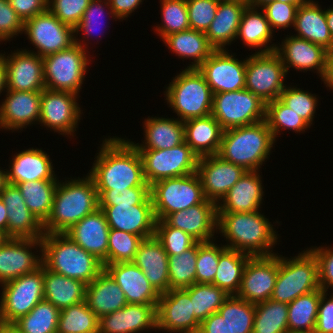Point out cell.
Listing matches in <instances>:
<instances>
[{
  "instance_id": "obj_1",
  "label": "cell",
  "mask_w": 333,
  "mask_h": 333,
  "mask_svg": "<svg viewBox=\"0 0 333 333\" xmlns=\"http://www.w3.org/2000/svg\"><path fill=\"white\" fill-rule=\"evenodd\" d=\"M88 173L97 190H125L131 187H150L145 181L143 163L130 140L105 138Z\"/></svg>"
},
{
  "instance_id": "obj_2",
  "label": "cell",
  "mask_w": 333,
  "mask_h": 333,
  "mask_svg": "<svg viewBox=\"0 0 333 333\" xmlns=\"http://www.w3.org/2000/svg\"><path fill=\"white\" fill-rule=\"evenodd\" d=\"M259 211L218 212L217 231L226 237V248L251 257L278 254L271 250L278 243V234L269 219Z\"/></svg>"
},
{
  "instance_id": "obj_3",
  "label": "cell",
  "mask_w": 333,
  "mask_h": 333,
  "mask_svg": "<svg viewBox=\"0 0 333 333\" xmlns=\"http://www.w3.org/2000/svg\"><path fill=\"white\" fill-rule=\"evenodd\" d=\"M57 183L44 233H65L75 223L99 208L96 185L92 177L74 178Z\"/></svg>"
},
{
  "instance_id": "obj_4",
  "label": "cell",
  "mask_w": 333,
  "mask_h": 333,
  "mask_svg": "<svg viewBox=\"0 0 333 333\" xmlns=\"http://www.w3.org/2000/svg\"><path fill=\"white\" fill-rule=\"evenodd\" d=\"M42 240V265L72 279L91 283L103 270V263L64 233H45Z\"/></svg>"
},
{
  "instance_id": "obj_5",
  "label": "cell",
  "mask_w": 333,
  "mask_h": 333,
  "mask_svg": "<svg viewBox=\"0 0 333 333\" xmlns=\"http://www.w3.org/2000/svg\"><path fill=\"white\" fill-rule=\"evenodd\" d=\"M275 142L266 120H263L223 130L217 155L246 171H260Z\"/></svg>"
},
{
  "instance_id": "obj_6",
  "label": "cell",
  "mask_w": 333,
  "mask_h": 333,
  "mask_svg": "<svg viewBox=\"0 0 333 333\" xmlns=\"http://www.w3.org/2000/svg\"><path fill=\"white\" fill-rule=\"evenodd\" d=\"M164 93L167 104L183 122L212 113L213 93L198 68H185L180 71L173 77Z\"/></svg>"
},
{
  "instance_id": "obj_7",
  "label": "cell",
  "mask_w": 333,
  "mask_h": 333,
  "mask_svg": "<svg viewBox=\"0 0 333 333\" xmlns=\"http://www.w3.org/2000/svg\"><path fill=\"white\" fill-rule=\"evenodd\" d=\"M85 42L75 37V43L69 48L43 57L46 89L79 95L91 60L87 50L88 42Z\"/></svg>"
},
{
  "instance_id": "obj_8",
  "label": "cell",
  "mask_w": 333,
  "mask_h": 333,
  "mask_svg": "<svg viewBox=\"0 0 333 333\" xmlns=\"http://www.w3.org/2000/svg\"><path fill=\"white\" fill-rule=\"evenodd\" d=\"M302 252L289 259L278 256V276L270 299L289 304L301 295L320 289L318 261L310 249Z\"/></svg>"
},
{
  "instance_id": "obj_9",
  "label": "cell",
  "mask_w": 333,
  "mask_h": 333,
  "mask_svg": "<svg viewBox=\"0 0 333 333\" xmlns=\"http://www.w3.org/2000/svg\"><path fill=\"white\" fill-rule=\"evenodd\" d=\"M150 196L157 220H164L169 214L186 210L206 199L197 172L153 183Z\"/></svg>"
},
{
  "instance_id": "obj_10",
  "label": "cell",
  "mask_w": 333,
  "mask_h": 333,
  "mask_svg": "<svg viewBox=\"0 0 333 333\" xmlns=\"http://www.w3.org/2000/svg\"><path fill=\"white\" fill-rule=\"evenodd\" d=\"M1 286L0 322L13 324L44 300L43 265Z\"/></svg>"
},
{
  "instance_id": "obj_11",
  "label": "cell",
  "mask_w": 333,
  "mask_h": 333,
  "mask_svg": "<svg viewBox=\"0 0 333 333\" xmlns=\"http://www.w3.org/2000/svg\"><path fill=\"white\" fill-rule=\"evenodd\" d=\"M211 115L223 130L251 125L266 118V103L247 89L213 94Z\"/></svg>"
},
{
  "instance_id": "obj_12",
  "label": "cell",
  "mask_w": 333,
  "mask_h": 333,
  "mask_svg": "<svg viewBox=\"0 0 333 333\" xmlns=\"http://www.w3.org/2000/svg\"><path fill=\"white\" fill-rule=\"evenodd\" d=\"M246 57L245 89L265 103L273 101L285 89L286 69L275 52L257 53Z\"/></svg>"
},
{
  "instance_id": "obj_13",
  "label": "cell",
  "mask_w": 333,
  "mask_h": 333,
  "mask_svg": "<svg viewBox=\"0 0 333 333\" xmlns=\"http://www.w3.org/2000/svg\"><path fill=\"white\" fill-rule=\"evenodd\" d=\"M138 152L143 163L144 178L149 185L162 179L197 172L198 156L185 141L171 149Z\"/></svg>"
},
{
  "instance_id": "obj_14",
  "label": "cell",
  "mask_w": 333,
  "mask_h": 333,
  "mask_svg": "<svg viewBox=\"0 0 333 333\" xmlns=\"http://www.w3.org/2000/svg\"><path fill=\"white\" fill-rule=\"evenodd\" d=\"M23 32L37 50L29 52L36 53L40 57L57 53L75 43L74 29L61 22L48 9L26 20Z\"/></svg>"
},
{
  "instance_id": "obj_15",
  "label": "cell",
  "mask_w": 333,
  "mask_h": 333,
  "mask_svg": "<svg viewBox=\"0 0 333 333\" xmlns=\"http://www.w3.org/2000/svg\"><path fill=\"white\" fill-rule=\"evenodd\" d=\"M78 97L68 91L42 90L39 124L61 135L74 136L83 113Z\"/></svg>"
},
{
  "instance_id": "obj_16",
  "label": "cell",
  "mask_w": 333,
  "mask_h": 333,
  "mask_svg": "<svg viewBox=\"0 0 333 333\" xmlns=\"http://www.w3.org/2000/svg\"><path fill=\"white\" fill-rule=\"evenodd\" d=\"M157 329L170 333H198L200 322L195 318L189 293L171 289L160 294L156 307Z\"/></svg>"
},
{
  "instance_id": "obj_17",
  "label": "cell",
  "mask_w": 333,
  "mask_h": 333,
  "mask_svg": "<svg viewBox=\"0 0 333 333\" xmlns=\"http://www.w3.org/2000/svg\"><path fill=\"white\" fill-rule=\"evenodd\" d=\"M229 50H214L198 67L213 94L245 89L246 59L238 60Z\"/></svg>"
},
{
  "instance_id": "obj_18",
  "label": "cell",
  "mask_w": 333,
  "mask_h": 333,
  "mask_svg": "<svg viewBox=\"0 0 333 333\" xmlns=\"http://www.w3.org/2000/svg\"><path fill=\"white\" fill-rule=\"evenodd\" d=\"M278 276V255L250 257L236 296L252 304L271 298Z\"/></svg>"
},
{
  "instance_id": "obj_19",
  "label": "cell",
  "mask_w": 333,
  "mask_h": 333,
  "mask_svg": "<svg viewBox=\"0 0 333 333\" xmlns=\"http://www.w3.org/2000/svg\"><path fill=\"white\" fill-rule=\"evenodd\" d=\"M110 229L125 231L143 239L155 236L156 217L149 195L138 205H99Z\"/></svg>"
},
{
  "instance_id": "obj_20",
  "label": "cell",
  "mask_w": 333,
  "mask_h": 333,
  "mask_svg": "<svg viewBox=\"0 0 333 333\" xmlns=\"http://www.w3.org/2000/svg\"><path fill=\"white\" fill-rule=\"evenodd\" d=\"M197 173L205 198L218 204L246 170L219 155H208L198 158Z\"/></svg>"
},
{
  "instance_id": "obj_21",
  "label": "cell",
  "mask_w": 333,
  "mask_h": 333,
  "mask_svg": "<svg viewBox=\"0 0 333 333\" xmlns=\"http://www.w3.org/2000/svg\"><path fill=\"white\" fill-rule=\"evenodd\" d=\"M40 248L41 239L8 238L0 248V285L35 271L42 265V255L31 249Z\"/></svg>"
},
{
  "instance_id": "obj_22",
  "label": "cell",
  "mask_w": 333,
  "mask_h": 333,
  "mask_svg": "<svg viewBox=\"0 0 333 333\" xmlns=\"http://www.w3.org/2000/svg\"><path fill=\"white\" fill-rule=\"evenodd\" d=\"M7 89L14 91H42L45 89L43 57L27 49L14 50L7 56Z\"/></svg>"
},
{
  "instance_id": "obj_23",
  "label": "cell",
  "mask_w": 333,
  "mask_h": 333,
  "mask_svg": "<svg viewBox=\"0 0 333 333\" xmlns=\"http://www.w3.org/2000/svg\"><path fill=\"white\" fill-rule=\"evenodd\" d=\"M280 46H276L275 52L280 56L281 61L289 72V68L295 70L317 71L323 81L327 71L328 52L322 46L308 40L287 35Z\"/></svg>"
},
{
  "instance_id": "obj_24",
  "label": "cell",
  "mask_w": 333,
  "mask_h": 333,
  "mask_svg": "<svg viewBox=\"0 0 333 333\" xmlns=\"http://www.w3.org/2000/svg\"><path fill=\"white\" fill-rule=\"evenodd\" d=\"M0 198L7 208L9 238L41 239L44 236L43 224L28 209L17 185L7 183Z\"/></svg>"
},
{
  "instance_id": "obj_25",
  "label": "cell",
  "mask_w": 333,
  "mask_h": 333,
  "mask_svg": "<svg viewBox=\"0 0 333 333\" xmlns=\"http://www.w3.org/2000/svg\"><path fill=\"white\" fill-rule=\"evenodd\" d=\"M6 98L0 104V128L23 130L40 120L41 91L6 90Z\"/></svg>"
},
{
  "instance_id": "obj_26",
  "label": "cell",
  "mask_w": 333,
  "mask_h": 333,
  "mask_svg": "<svg viewBox=\"0 0 333 333\" xmlns=\"http://www.w3.org/2000/svg\"><path fill=\"white\" fill-rule=\"evenodd\" d=\"M170 226L189 234L197 242L211 241L217 233V204L208 199L202 203L169 214L164 219Z\"/></svg>"
},
{
  "instance_id": "obj_27",
  "label": "cell",
  "mask_w": 333,
  "mask_h": 333,
  "mask_svg": "<svg viewBox=\"0 0 333 333\" xmlns=\"http://www.w3.org/2000/svg\"><path fill=\"white\" fill-rule=\"evenodd\" d=\"M110 227L102 209L98 208L75 223L66 234L85 251L107 265L108 237Z\"/></svg>"
},
{
  "instance_id": "obj_28",
  "label": "cell",
  "mask_w": 333,
  "mask_h": 333,
  "mask_svg": "<svg viewBox=\"0 0 333 333\" xmlns=\"http://www.w3.org/2000/svg\"><path fill=\"white\" fill-rule=\"evenodd\" d=\"M104 269L122 289L128 304H158L160 294L133 262L107 264Z\"/></svg>"
},
{
  "instance_id": "obj_29",
  "label": "cell",
  "mask_w": 333,
  "mask_h": 333,
  "mask_svg": "<svg viewBox=\"0 0 333 333\" xmlns=\"http://www.w3.org/2000/svg\"><path fill=\"white\" fill-rule=\"evenodd\" d=\"M50 156L41 149L29 148L14 154L9 169L6 170L7 183L37 180H59L53 171Z\"/></svg>"
},
{
  "instance_id": "obj_30",
  "label": "cell",
  "mask_w": 333,
  "mask_h": 333,
  "mask_svg": "<svg viewBox=\"0 0 333 333\" xmlns=\"http://www.w3.org/2000/svg\"><path fill=\"white\" fill-rule=\"evenodd\" d=\"M260 171H246L217 204V212H254L260 210L264 196Z\"/></svg>"
},
{
  "instance_id": "obj_31",
  "label": "cell",
  "mask_w": 333,
  "mask_h": 333,
  "mask_svg": "<svg viewBox=\"0 0 333 333\" xmlns=\"http://www.w3.org/2000/svg\"><path fill=\"white\" fill-rule=\"evenodd\" d=\"M132 262L159 294L169 290L168 254L155 236L143 239Z\"/></svg>"
},
{
  "instance_id": "obj_32",
  "label": "cell",
  "mask_w": 333,
  "mask_h": 333,
  "mask_svg": "<svg viewBox=\"0 0 333 333\" xmlns=\"http://www.w3.org/2000/svg\"><path fill=\"white\" fill-rule=\"evenodd\" d=\"M85 301L98 318L128 304L124 292L105 269L86 285Z\"/></svg>"
},
{
  "instance_id": "obj_33",
  "label": "cell",
  "mask_w": 333,
  "mask_h": 333,
  "mask_svg": "<svg viewBox=\"0 0 333 333\" xmlns=\"http://www.w3.org/2000/svg\"><path fill=\"white\" fill-rule=\"evenodd\" d=\"M143 124L145 143L130 141L137 150H166L185 141L184 124L178 118L148 116Z\"/></svg>"
},
{
  "instance_id": "obj_34",
  "label": "cell",
  "mask_w": 333,
  "mask_h": 333,
  "mask_svg": "<svg viewBox=\"0 0 333 333\" xmlns=\"http://www.w3.org/2000/svg\"><path fill=\"white\" fill-rule=\"evenodd\" d=\"M295 37L308 40L322 46L327 51L333 43V39L326 22L325 9L313 1H306L297 9L294 28Z\"/></svg>"
},
{
  "instance_id": "obj_35",
  "label": "cell",
  "mask_w": 333,
  "mask_h": 333,
  "mask_svg": "<svg viewBox=\"0 0 333 333\" xmlns=\"http://www.w3.org/2000/svg\"><path fill=\"white\" fill-rule=\"evenodd\" d=\"M183 124L185 142L198 158L218 154L223 129L212 115L190 119Z\"/></svg>"
},
{
  "instance_id": "obj_36",
  "label": "cell",
  "mask_w": 333,
  "mask_h": 333,
  "mask_svg": "<svg viewBox=\"0 0 333 333\" xmlns=\"http://www.w3.org/2000/svg\"><path fill=\"white\" fill-rule=\"evenodd\" d=\"M247 4L240 2L219 1L215 18L206 36L215 50L224 49L236 39L241 16Z\"/></svg>"
},
{
  "instance_id": "obj_37",
  "label": "cell",
  "mask_w": 333,
  "mask_h": 333,
  "mask_svg": "<svg viewBox=\"0 0 333 333\" xmlns=\"http://www.w3.org/2000/svg\"><path fill=\"white\" fill-rule=\"evenodd\" d=\"M261 8L247 5L244 9L236 39H241L249 48H258L257 53L273 52L276 44L270 45L273 31ZM270 42V43H269ZM269 44V45H268ZM264 47V49H263Z\"/></svg>"
},
{
  "instance_id": "obj_38",
  "label": "cell",
  "mask_w": 333,
  "mask_h": 333,
  "mask_svg": "<svg viewBox=\"0 0 333 333\" xmlns=\"http://www.w3.org/2000/svg\"><path fill=\"white\" fill-rule=\"evenodd\" d=\"M44 299L62 310L85 301L86 285L83 281L54 273L43 266Z\"/></svg>"
},
{
  "instance_id": "obj_39",
  "label": "cell",
  "mask_w": 333,
  "mask_h": 333,
  "mask_svg": "<svg viewBox=\"0 0 333 333\" xmlns=\"http://www.w3.org/2000/svg\"><path fill=\"white\" fill-rule=\"evenodd\" d=\"M181 59L194 60L186 68H198L215 50L204 32L187 29L172 33L162 40Z\"/></svg>"
},
{
  "instance_id": "obj_40",
  "label": "cell",
  "mask_w": 333,
  "mask_h": 333,
  "mask_svg": "<svg viewBox=\"0 0 333 333\" xmlns=\"http://www.w3.org/2000/svg\"><path fill=\"white\" fill-rule=\"evenodd\" d=\"M251 256L225 248L219 256L213 285L223 289L228 295H236L242 280L244 267Z\"/></svg>"
},
{
  "instance_id": "obj_41",
  "label": "cell",
  "mask_w": 333,
  "mask_h": 333,
  "mask_svg": "<svg viewBox=\"0 0 333 333\" xmlns=\"http://www.w3.org/2000/svg\"><path fill=\"white\" fill-rule=\"evenodd\" d=\"M59 180H37L17 184L28 209L43 224L49 217Z\"/></svg>"
},
{
  "instance_id": "obj_42",
  "label": "cell",
  "mask_w": 333,
  "mask_h": 333,
  "mask_svg": "<svg viewBox=\"0 0 333 333\" xmlns=\"http://www.w3.org/2000/svg\"><path fill=\"white\" fill-rule=\"evenodd\" d=\"M320 289L297 297L288 304V332H312L318 317Z\"/></svg>"
},
{
  "instance_id": "obj_43",
  "label": "cell",
  "mask_w": 333,
  "mask_h": 333,
  "mask_svg": "<svg viewBox=\"0 0 333 333\" xmlns=\"http://www.w3.org/2000/svg\"><path fill=\"white\" fill-rule=\"evenodd\" d=\"M252 333H289L288 304L273 299L255 304Z\"/></svg>"
},
{
  "instance_id": "obj_44",
  "label": "cell",
  "mask_w": 333,
  "mask_h": 333,
  "mask_svg": "<svg viewBox=\"0 0 333 333\" xmlns=\"http://www.w3.org/2000/svg\"><path fill=\"white\" fill-rule=\"evenodd\" d=\"M99 318L86 301L60 310L57 333H98Z\"/></svg>"
},
{
  "instance_id": "obj_45",
  "label": "cell",
  "mask_w": 333,
  "mask_h": 333,
  "mask_svg": "<svg viewBox=\"0 0 333 333\" xmlns=\"http://www.w3.org/2000/svg\"><path fill=\"white\" fill-rule=\"evenodd\" d=\"M184 289L190 295L194 316L200 323L218 312L229 296L223 289L208 283H195Z\"/></svg>"
},
{
  "instance_id": "obj_46",
  "label": "cell",
  "mask_w": 333,
  "mask_h": 333,
  "mask_svg": "<svg viewBox=\"0 0 333 333\" xmlns=\"http://www.w3.org/2000/svg\"><path fill=\"white\" fill-rule=\"evenodd\" d=\"M60 310L45 299L13 324L21 333H57Z\"/></svg>"
},
{
  "instance_id": "obj_47",
  "label": "cell",
  "mask_w": 333,
  "mask_h": 333,
  "mask_svg": "<svg viewBox=\"0 0 333 333\" xmlns=\"http://www.w3.org/2000/svg\"><path fill=\"white\" fill-rule=\"evenodd\" d=\"M218 312L227 321L229 333H252L255 304L236 295H229Z\"/></svg>"
},
{
  "instance_id": "obj_48",
  "label": "cell",
  "mask_w": 333,
  "mask_h": 333,
  "mask_svg": "<svg viewBox=\"0 0 333 333\" xmlns=\"http://www.w3.org/2000/svg\"><path fill=\"white\" fill-rule=\"evenodd\" d=\"M197 242L181 254L168 256L169 290L196 283Z\"/></svg>"
},
{
  "instance_id": "obj_49",
  "label": "cell",
  "mask_w": 333,
  "mask_h": 333,
  "mask_svg": "<svg viewBox=\"0 0 333 333\" xmlns=\"http://www.w3.org/2000/svg\"><path fill=\"white\" fill-rule=\"evenodd\" d=\"M269 129L276 141L280 130H292L295 133L307 130L310 126L292 109L285 106L278 98L266 103V118ZM282 128V129H281Z\"/></svg>"
},
{
  "instance_id": "obj_50",
  "label": "cell",
  "mask_w": 333,
  "mask_h": 333,
  "mask_svg": "<svg viewBox=\"0 0 333 333\" xmlns=\"http://www.w3.org/2000/svg\"><path fill=\"white\" fill-rule=\"evenodd\" d=\"M162 23L154 29L163 40L166 36L190 29L186 0H160Z\"/></svg>"
},
{
  "instance_id": "obj_51",
  "label": "cell",
  "mask_w": 333,
  "mask_h": 333,
  "mask_svg": "<svg viewBox=\"0 0 333 333\" xmlns=\"http://www.w3.org/2000/svg\"><path fill=\"white\" fill-rule=\"evenodd\" d=\"M142 241L143 238L138 235L110 229L107 264L132 262Z\"/></svg>"
},
{
  "instance_id": "obj_52",
  "label": "cell",
  "mask_w": 333,
  "mask_h": 333,
  "mask_svg": "<svg viewBox=\"0 0 333 333\" xmlns=\"http://www.w3.org/2000/svg\"><path fill=\"white\" fill-rule=\"evenodd\" d=\"M213 241L197 242L196 283H213L220 253L226 248Z\"/></svg>"
},
{
  "instance_id": "obj_53",
  "label": "cell",
  "mask_w": 333,
  "mask_h": 333,
  "mask_svg": "<svg viewBox=\"0 0 333 333\" xmlns=\"http://www.w3.org/2000/svg\"><path fill=\"white\" fill-rule=\"evenodd\" d=\"M294 87L286 86L278 99L311 126L318 105L316 94Z\"/></svg>"
},
{
  "instance_id": "obj_54",
  "label": "cell",
  "mask_w": 333,
  "mask_h": 333,
  "mask_svg": "<svg viewBox=\"0 0 333 333\" xmlns=\"http://www.w3.org/2000/svg\"><path fill=\"white\" fill-rule=\"evenodd\" d=\"M155 237L161 242L168 256L181 254L197 241L181 229L170 226L165 220H157Z\"/></svg>"
},
{
  "instance_id": "obj_55",
  "label": "cell",
  "mask_w": 333,
  "mask_h": 333,
  "mask_svg": "<svg viewBox=\"0 0 333 333\" xmlns=\"http://www.w3.org/2000/svg\"><path fill=\"white\" fill-rule=\"evenodd\" d=\"M157 304H127L124 306L126 333H139L146 329H157Z\"/></svg>"
},
{
  "instance_id": "obj_56",
  "label": "cell",
  "mask_w": 333,
  "mask_h": 333,
  "mask_svg": "<svg viewBox=\"0 0 333 333\" xmlns=\"http://www.w3.org/2000/svg\"><path fill=\"white\" fill-rule=\"evenodd\" d=\"M190 29L206 33L219 5V0H186Z\"/></svg>"
},
{
  "instance_id": "obj_57",
  "label": "cell",
  "mask_w": 333,
  "mask_h": 333,
  "mask_svg": "<svg viewBox=\"0 0 333 333\" xmlns=\"http://www.w3.org/2000/svg\"><path fill=\"white\" fill-rule=\"evenodd\" d=\"M91 0H48V10L61 22L75 29Z\"/></svg>"
},
{
  "instance_id": "obj_58",
  "label": "cell",
  "mask_w": 333,
  "mask_h": 333,
  "mask_svg": "<svg viewBox=\"0 0 333 333\" xmlns=\"http://www.w3.org/2000/svg\"><path fill=\"white\" fill-rule=\"evenodd\" d=\"M300 5L302 4H288L274 0L261 7V10L269 21L272 31L275 32L274 29L294 27L297 9Z\"/></svg>"
},
{
  "instance_id": "obj_59",
  "label": "cell",
  "mask_w": 333,
  "mask_h": 333,
  "mask_svg": "<svg viewBox=\"0 0 333 333\" xmlns=\"http://www.w3.org/2000/svg\"><path fill=\"white\" fill-rule=\"evenodd\" d=\"M104 8H107L109 10L107 14H109V16L111 15V18L113 17V20L116 19L117 21V18L115 17L110 7L109 0H91L87 9L83 13L80 23L74 29L75 37H78L77 35L80 31L83 32L81 33L83 35L82 39H88L89 37H91V35L96 32L98 26L101 25V22H99V20L101 21L100 18H102V16H104L105 14Z\"/></svg>"
},
{
  "instance_id": "obj_60",
  "label": "cell",
  "mask_w": 333,
  "mask_h": 333,
  "mask_svg": "<svg viewBox=\"0 0 333 333\" xmlns=\"http://www.w3.org/2000/svg\"><path fill=\"white\" fill-rule=\"evenodd\" d=\"M99 205H138L149 195L150 187H131L125 190H97Z\"/></svg>"
},
{
  "instance_id": "obj_61",
  "label": "cell",
  "mask_w": 333,
  "mask_h": 333,
  "mask_svg": "<svg viewBox=\"0 0 333 333\" xmlns=\"http://www.w3.org/2000/svg\"><path fill=\"white\" fill-rule=\"evenodd\" d=\"M24 22L10 6L8 0H0V41H9L22 34Z\"/></svg>"
},
{
  "instance_id": "obj_62",
  "label": "cell",
  "mask_w": 333,
  "mask_h": 333,
  "mask_svg": "<svg viewBox=\"0 0 333 333\" xmlns=\"http://www.w3.org/2000/svg\"><path fill=\"white\" fill-rule=\"evenodd\" d=\"M318 261L319 286L323 291L333 290V248H309ZM330 287V288H329Z\"/></svg>"
},
{
  "instance_id": "obj_63",
  "label": "cell",
  "mask_w": 333,
  "mask_h": 333,
  "mask_svg": "<svg viewBox=\"0 0 333 333\" xmlns=\"http://www.w3.org/2000/svg\"><path fill=\"white\" fill-rule=\"evenodd\" d=\"M327 295L328 292L320 288L315 333H333V293L330 298H327Z\"/></svg>"
},
{
  "instance_id": "obj_64",
  "label": "cell",
  "mask_w": 333,
  "mask_h": 333,
  "mask_svg": "<svg viewBox=\"0 0 333 333\" xmlns=\"http://www.w3.org/2000/svg\"><path fill=\"white\" fill-rule=\"evenodd\" d=\"M23 22L45 12L48 9V0H8Z\"/></svg>"
},
{
  "instance_id": "obj_65",
  "label": "cell",
  "mask_w": 333,
  "mask_h": 333,
  "mask_svg": "<svg viewBox=\"0 0 333 333\" xmlns=\"http://www.w3.org/2000/svg\"><path fill=\"white\" fill-rule=\"evenodd\" d=\"M98 333H126L124 307L99 318Z\"/></svg>"
},
{
  "instance_id": "obj_66",
  "label": "cell",
  "mask_w": 333,
  "mask_h": 333,
  "mask_svg": "<svg viewBox=\"0 0 333 333\" xmlns=\"http://www.w3.org/2000/svg\"><path fill=\"white\" fill-rule=\"evenodd\" d=\"M198 333H229L228 323L219 312H216L200 323Z\"/></svg>"
},
{
  "instance_id": "obj_67",
  "label": "cell",
  "mask_w": 333,
  "mask_h": 333,
  "mask_svg": "<svg viewBox=\"0 0 333 333\" xmlns=\"http://www.w3.org/2000/svg\"><path fill=\"white\" fill-rule=\"evenodd\" d=\"M144 0H109L110 7L117 19L124 20L134 12Z\"/></svg>"
},
{
  "instance_id": "obj_68",
  "label": "cell",
  "mask_w": 333,
  "mask_h": 333,
  "mask_svg": "<svg viewBox=\"0 0 333 333\" xmlns=\"http://www.w3.org/2000/svg\"><path fill=\"white\" fill-rule=\"evenodd\" d=\"M0 53V95L2 91L7 89V80H6V65H5V59L4 54Z\"/></svg>"
},
{
  "instance_id": "obj_69",
  "label": "cell",
  "mask_w": 333,
  "mask_h": 333,
  "mask_svg": "<svg viewBox=\"0 0 333 333\" xmlns=\"http://www.w3.org/2000/svg\"><path fill=\"white\" fill-rule=\"evenodd\" d=\"M7 226H8L7 208L0 198V232L7 235Z\"/></svg>"
},
{
  "instance_id": "obj_70",
  "label": "cell",
  "mask_w": 333,
  "mask_h": 333,
  "mask_svg": "<svg viewBox=\"0 0 333 333\" xmlns=\"http://www.w3.org/2000/svg\"><path fill=\"white\" fill-rule=\"evenodd\" d=\"M323 82L326 87L333 90V61H327V71Z\"/></svg>"
},
{
  "instance_id": "obj_71",
  "label": "cell",
  "mask_w": 333,
  "mask_h": 333,
  "mask_svg": "<svg viewBox=\"0 0 333 333\" xmlns=\"http://www.w3.org/2000/svg\"><path fill=\"white\" fill-rule=\"evenodd\" d=\"M0 333H21V331L14 324L0 322Z\"/></svg>"
},
{
  "instance_id": "obj_72",
  "label": "cell",
  "mask_w": 333,
  "mask_h": 333,
  "mask_svg": "<svg viewBox=\"0 0 333 333\" xmlns=\"http://www.w3.org/2000/svg\"><path fill=\"white\" fill-rule=\"evenodd\" d=\"M326 22L328 25V29L330 30L332 39H333V7H329L325 10Z\"/></svg>"
},
{
  "instance_id": "obj_73",
  "label": "cell",
  "mask_w": 333,
  "mask_h": 333,
  "mask_svg": "<svg viewBox=\"0 0 333 333\" xmlns=\"http://www.w3.org/2000/svg\"><path fill=\"white\" fill-rule=\"evenodd\" d=\"M272 1H274V0H250L248 5L252 6V7L260 8Z\"/></svg>"
},
{
  "instance_id": "obj_74",
  "label": "cell",
  "mask_w": 333,
  "mask_h": 333,
  "mask_svg": "<svg viewBox=\"0 0 333 333\" xmlns=\"http://www.w3.org/2000/svg\"><path fill=\"white\" fill-rule=\"evenodd\" d=\"M6 184H7L6 171L0 169V192L3 190Z\"/></svg>"
},
{
  "instance_id": "obj_75",
  "label": "cell",
  "mask_w": 333,
  "mask_h": 333,
  "mask_svg": "<svg viewBox=\"0 0 333 333\" xmlns=\"http://www.w3.org/2000/svg\"><path fill=\"white\" fill-rule=\"evenodd\" d=\"M279 2H285L288 4H304L306 0H277Z\"/></svg>"
},
{
  "instance_id": "obj_76",
  "label": "cell",
  "mask_w": 333,
  "mask_h": 333,
  "mask_svg": "<svg viewBox=\"0 0 333 333\" xmlns=\"http://www.w3.org/2000/svg\"><path fill=\"white\" fill-rule=\"evenodd\" d=\"M8 238H9V237H8L6 234L0 232V248L2 247V245L5 243V241H6Z\"/></svg>"
},
{
  "instance_id": "obj_77",
  "label": "cell",
  "mask_w": 333,
  "mask_h": 333,
  "mask_svg": "<svg viewBox=\"0 0 333 333\" xmlns=\"http://www.w3.org/2000/svg\"><path fill=\"white\" fill-rule=\"evenodd\" d=\"M328 52V58L327 61H333V43L330 49L327 51Z\"/></svg>"
},
{
  "instance_id": "obj_78",
  "label": "cell",
  "mask_w": 333,
  "mask_h": 333,
  "mask_svg": "<svg viewBox=\"0 0 333 333\" xmlns=\"http://www.w3.org/2000/svg\"><path fill=\"white\" fill-rule=\"evenodd\" d=\"M219 1L240 2L248 5L250 0H219Z\"/></svg>"
},
{
  "instance_id": "obj_79",
  "label": "cell",
  "mask_w": 333,
  "mask_h": 333,
  "mask_svg": "<svg viewBox=\"0 0 333 333\" xmlns=\"http://www.w3.org/2000/svg\"><path fill=\"white\" fill-rule=\"evenodd\" d=\"M295 333H315V331H312V332H295Z\"/></svg>"
}]
</instances>
